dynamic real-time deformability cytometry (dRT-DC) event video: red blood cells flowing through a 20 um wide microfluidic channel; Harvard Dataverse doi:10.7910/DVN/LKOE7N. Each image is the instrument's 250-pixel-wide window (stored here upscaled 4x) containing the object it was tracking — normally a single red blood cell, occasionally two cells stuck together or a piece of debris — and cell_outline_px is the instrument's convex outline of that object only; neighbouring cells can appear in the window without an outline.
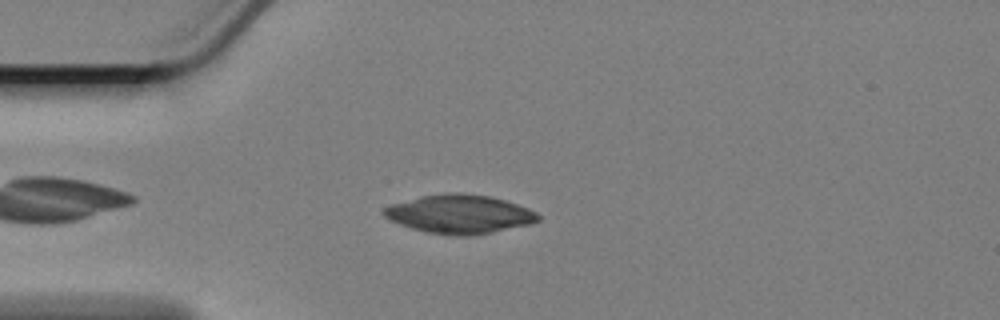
{"species": "Egyptian fruit bat (a non-hibernating species)", "species_latin": "Rousettus aegyptiacus", "temperature_condition": "cold", "stored_images_in_passage": 51, "camera_frame_rate_fps": 3000, "um_per_image_px": 0.085, "animal": {"sex": "female"}, "frame": {"image": 1, "passage_image": 7, "time_ms": 2.0, "image_size_px": [1000, 320], "cell_outline_px": [[540, 220], [532, 224], [492, 232], [468, 236], [456, 236], [428, 232], [412, 228], [400, 224], [384, 216], [384, 208], [392, 204], [420, 196], [448, 192], [460, 192], [492, 196], [528, 208], [536, 212], [540, 216]], "centroid_in_image_um": [39.1, 18.19], "position_along_channel_um": 45.9, "area_um2": 34.74}}
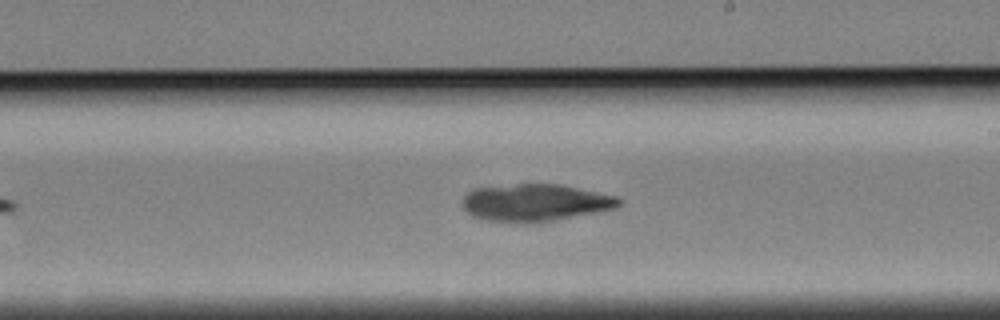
{"frame": {"image": 2, "passage_image": 26, "time_ms": 8.333, "image_size_px": [1000, 320], "cell_outline_px": [[624, 200], [616, 208], [600, 212], [532, 224], [524, 224], [488, 220], [472, 216], [460, 204], [460, 200], [472, 188], [516, 184], [560, 184], [616, 196]], "centroid_in_image_um": [45.48, 17.24], "position_along_channel_um": 243.5, "area_um2": 34.51}}
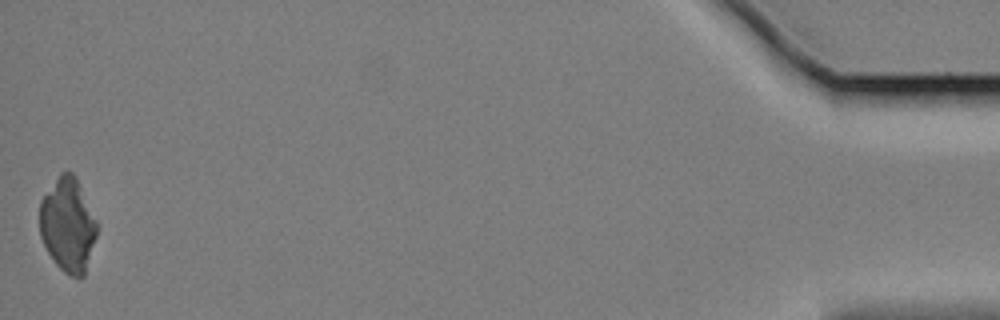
{"frame": {"image": 3, "passage_image": 51, "time_ms": 16.667, "image_size_px": [1000, 320], "cell_outline_px": [[96, 236], [84, 276], [68, 276], [56, 264], [48, 252], [40, 236], [40, 200], [60, 172], [72, 172], [76, 176], [96, 220]], "centroid_in_image_um": [5.75, 19.1], "position_along_channel_um": 429.4, "area_um2": 31.1}}